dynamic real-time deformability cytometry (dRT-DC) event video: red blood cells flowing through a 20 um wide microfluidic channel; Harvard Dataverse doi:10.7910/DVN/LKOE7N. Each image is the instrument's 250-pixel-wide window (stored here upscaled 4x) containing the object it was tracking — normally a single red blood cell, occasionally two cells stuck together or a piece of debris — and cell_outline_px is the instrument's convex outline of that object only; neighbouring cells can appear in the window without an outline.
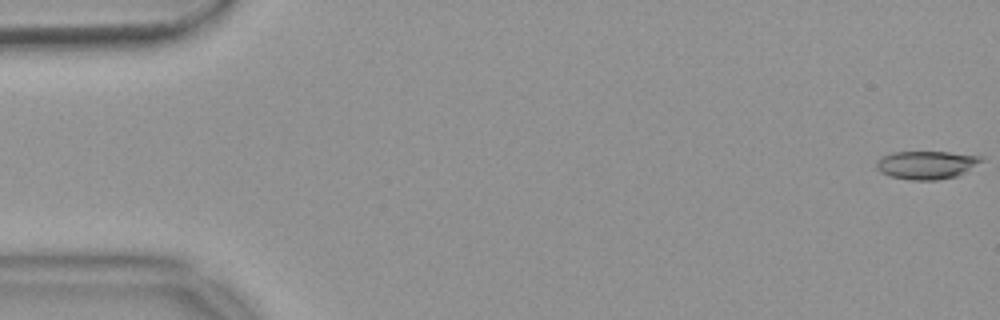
{"species": "common noctule bat (a hibernating species)", "species_latin": "Nyctalus noctula", "temperature_condition": "warm", "stored_images_in_passage": 55, "camera_frame_rate_fps": 3000, "um_per_image_px": 0.085, "animal": {"sex": "female", "body_mass_g": 18.4}, "frame": {"image": 1, "passage_image": 1, "time_ms": 0.0, "image_size_px": [1000, 320], "cell_outline_px": [[984, 160], [964, 172], [956, 176], [936, 180], [908, 180], [888, 176], [880, 172], [876, 168], [876, 160], [880, 156], [892, 152], [948, 152], [980, 156]], "centroid_in_image_um": [78.67, 14.02], "position_along_channel_um": 6.3, "area_um2": 17.28}}
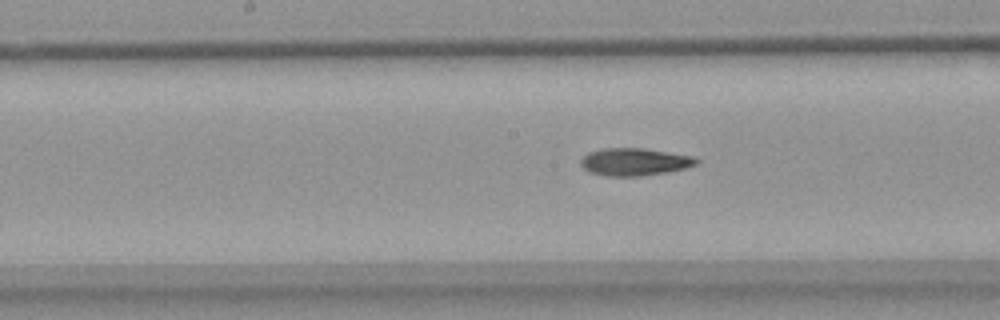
{"frame": {"image": 2, "passage_image": 28, "time_ms": 9.0, "image_size_px": [1000, 320], "cell_outline_px": [[700, 164], [668, 172], [640, 176], [608, 176], [588, 172], [580, 164], [580, 160], [588, 152], [604, 148], [644, 148], [692, 156], [700, 160]], "centroid_in_image_um": [53.94, 13.76], "position_along_channel_um": 194.3, "area_um2": 18.61}}
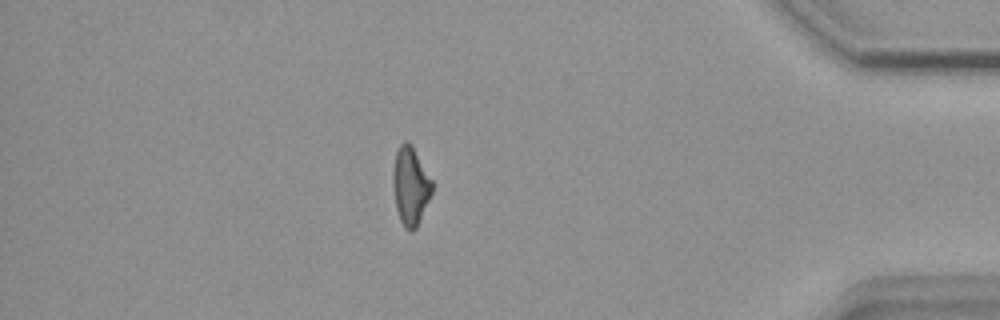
{"frame": {"image": 3, "passage_image": 48, "time_ms": 15.667, "image_size_px": [1000, 320], "cell_outline_px": [[432, 192], [416, 228], [412, 232], [408, 232], [404, 228], [400, 220], [396, 208], [392, 180], [392, 172], [396, 152], [400, 144], [404, 140], [408, 140], [412, 144], [432, 180]], "centroid_in_image_um": [34.87, 15.78], "position_along_channel_um": 400.3, "area_um2": 17.92}, "authors_computed_cell_mechanics": {"area_um2": 18.0914, "velocity_mm_per_s": 3.7043, "shape_relaxation_time_tau1_ms": null, "shape_relaxation_time_tau2_ms": 8.4692, "deformation_change_tau1": null, "deformation_change_tau2": 0.208}}